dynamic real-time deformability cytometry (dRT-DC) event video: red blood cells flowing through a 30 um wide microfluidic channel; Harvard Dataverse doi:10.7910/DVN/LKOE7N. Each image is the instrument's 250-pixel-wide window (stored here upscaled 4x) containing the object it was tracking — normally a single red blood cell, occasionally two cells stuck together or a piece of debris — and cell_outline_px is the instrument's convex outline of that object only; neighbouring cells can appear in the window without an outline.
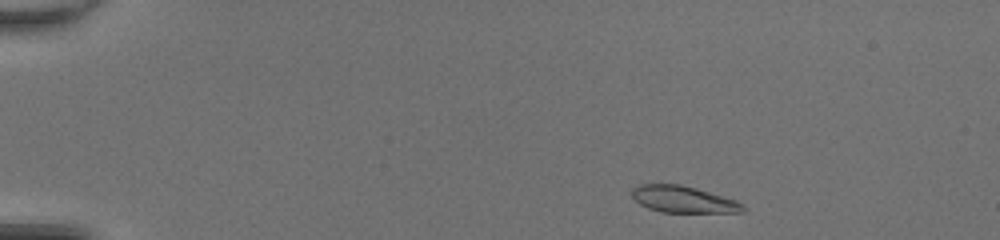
{"species": "common noctule bat (a hibernating species)", "species_latin": "Nyctalus noctula", "temperature_condition": "room temperature", "stored_images_in_passage": 42, "camera_frame_rate_fps": 3000, "um_per_image_px": 0.085, "animal": {"sex": "female", "body_mass_g": 20.0, "forearm_length_mm": 54.0}, "frame": {"image": 1, "passage_image": 1, "time_ms": 0.0, "image_size_px": [1000, 240], "cell_outline_px": [[744, 212], [660, 212], [648, 208], [640, 204], [632, 196], [632, 188], [640, 184], [680, 184], [696, 188], [736, 200], [744, 204]], "centroid_in_image_um": [58.07, 16.94], "position_along_channel_um": 26.9, "area_um2": 17.17}}
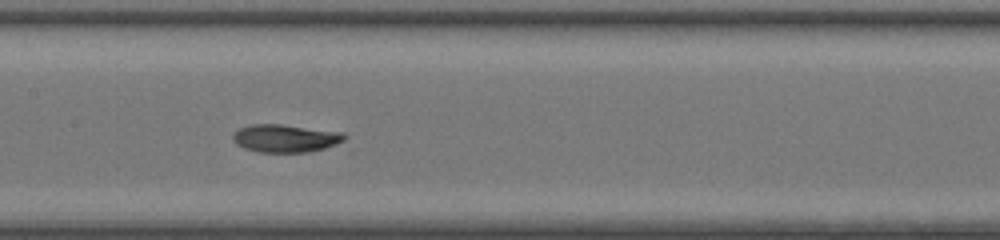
{"frame": {"image": 2, "passage_image": 19, "time_ms": 6.0, "image_size_px": [1000, 240], "cell_outline_px": [[348, 136], [344, 144], [308, 152], [260, 152], [244, 148], [236, 144], [232, 140], [232, 136], [240, 128], [248, 124], [280, 124], [344, 132]], "centroid_in_image_um": [24.35, 11.76], "position_along_channel_um": 183.1, "area_um2": 18.5}}
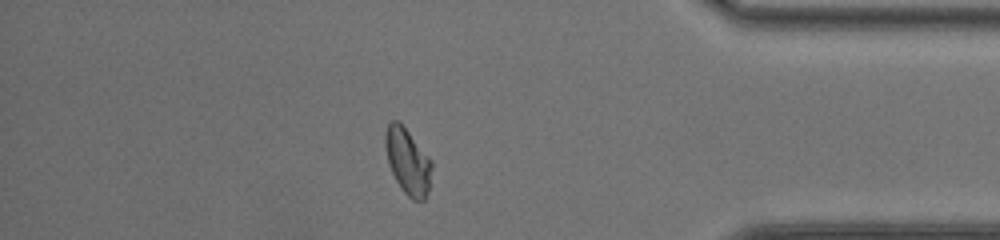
{"frame": {"image": 3, "passage_image": 36, "time_ms": 11.667, "image_size_px": [1000, 240], "cell_outline_px": [[432, 168], [428, 192], [424, 200], [412, 200], [400, 188], [388, 164], [384, 144], [384, 132], [388, 124], [392, 120], [400, 120], [432, 160]], "centroid_in_image_um": [34.64, 13.67], "position_along_channel_um": 400.6, "area_um2": 18.21}, "authors_computed_cell_mechanics": {"area_um2": 17.7157, "velocity_mm_per_s": 4.2803, "shape_relaxation_time_tau1_ms": 3.4108, "shape_relaxation_time_tau2_ms": 2.5937, "deformation_change_tau1": 0.1478, "deformation_change_tau2": 0.0652}}